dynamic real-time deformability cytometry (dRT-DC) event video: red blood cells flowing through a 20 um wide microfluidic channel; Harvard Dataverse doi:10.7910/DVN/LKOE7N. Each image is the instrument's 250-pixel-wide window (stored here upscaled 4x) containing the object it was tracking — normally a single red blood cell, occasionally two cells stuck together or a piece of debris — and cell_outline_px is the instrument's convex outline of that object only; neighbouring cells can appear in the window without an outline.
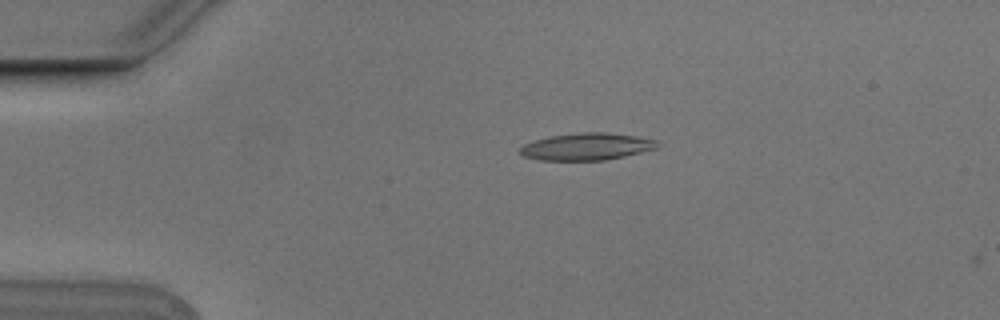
{"species": "Egyptian fruit bat (a non-hibernating species)", "species_latin": "Rousettus aegyptiacus", "temperature_condition": "cold", "stored_images_in_passage": 2, "camera_frame_rate_fps": 3000, "um_per_image_px": 0.085, "animal": {"sex": "male"}, "frame": {"image": 1, "passage_image": 1, "time_ms": 0.0, "image_size_px": [1000, 320], "cell_outline_px": [[660, 144], [656, 148], [624, 156], [604, 160], [540, 160], [524, 156], [520, 152], [520, 148], [524, 144], [548, 136], [580, 132], [604, 132], [636, 136], [656, 140]], "centroid_in_image_um": [49.86, 12.45], "position_along_channel_um": 35.1, "area_um2": 21.5}}